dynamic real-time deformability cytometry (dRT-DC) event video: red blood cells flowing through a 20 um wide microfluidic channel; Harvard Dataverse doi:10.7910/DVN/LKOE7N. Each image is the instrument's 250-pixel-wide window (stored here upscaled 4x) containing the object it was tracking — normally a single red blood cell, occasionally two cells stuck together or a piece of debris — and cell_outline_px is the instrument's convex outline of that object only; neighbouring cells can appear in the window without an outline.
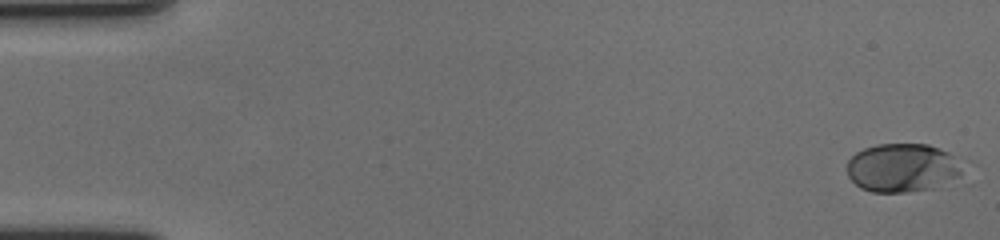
{"species": "human", "species_latin": "Homo sapiens", "temperature_condition": "cold", "stored_images_in_passage": 59, "camera_frame_rate_fps": 3000, "um_per_image_px": 0.085, "donor": {"sex": "female"}, "frame": {"image": 1, "passage_image": 1, "time_ms": 0.0, "image_size_px": [1000, 240], "cell_outline_px": [[960, 176], [932, 188], [904, 192], [872, 192], [860, 188], [848, 176], [848, 160], [856, 152], [864, 148], [876, 144], [928, 144], [948, 152], [952, 156], [960, 168]], "centroid_in_image_um": [76.63, 14.25], "position_along_channel_um": 8.4, "area_um2": 32.25}}
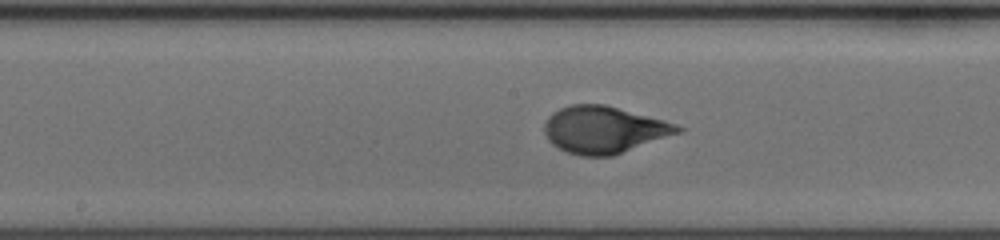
{"frame": {"image": 2, "passage_image": 31, "time_ms": 10.0, "image_size_px": [1000, 240], "cell_outline_px": [[684, 128], [680, 132], [612, 156], [580, 156], [568, 152], [552, 144], [548, 140], [544, 132], [544, 124], [548, 116], [552, 112], [560, 108], [572, 104], [604, 104], [664, 120], [676, 124]], "centroid_in_image_um": [51.3, 11.02], "position_along_channel_um": 196.9, "area_um2": 36.3}}
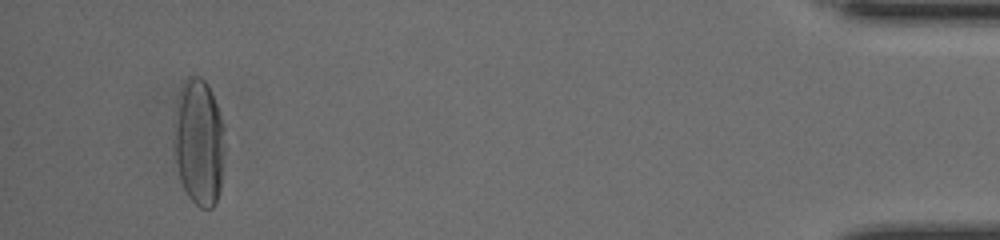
{"frame": {"image": 3, "passage_image": 56, "time_ms": 18.333, "image_size_px": [1000, 240], "cell_outline_px": [[224, 152], [220, 188], [216, 204], [212, 208], [200, 208], [188, 196], [180, 180], [172, 148], [172, 140], [180, 88], [184, 80], [188, 76], [200, 76], [204, 80], [216, 104], [224, 128]], "centroid_in_image_um": [16.89, 12.12], "position_along_channel_um": 418.3, "area_um2": 37.63}, "authors_computed_cell_mechanics": {"area_um2": 34.5644, "velocity_mm_per_s": 3.5404, "shape_relaxation_time_tau1_ms": 5.5128, "shape_relaxation_time_tau2_ms": null, "deformation_change_tau1": 0.2479, "deformation_change_tau2": null}}